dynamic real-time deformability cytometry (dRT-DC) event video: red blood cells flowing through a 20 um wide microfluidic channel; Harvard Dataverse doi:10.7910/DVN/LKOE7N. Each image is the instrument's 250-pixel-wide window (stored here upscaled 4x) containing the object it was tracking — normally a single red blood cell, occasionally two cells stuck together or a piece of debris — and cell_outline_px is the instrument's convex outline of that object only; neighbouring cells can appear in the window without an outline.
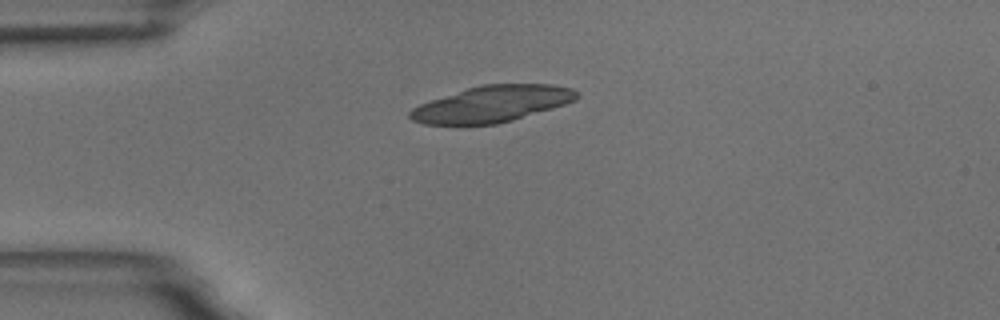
{"species": "common noctule bat (a hibernating species)", "species_latin": "Nyctalus noctula", "temperature_condition": "room temperature", "stored_images_in_passage": 42, "camera_frame_rate_fps": 3000, "um_per_image_px": 0.085, "animal": {"sex": "male", "body_mass_g": 18.8}, "frame": {"image": 1, "passage_image": 1, "time_ms": 0.0, "image_size_px": [1000, 320], "cell_outline_px": [[580, 96], [576, 100], [552, 108], [512, 120], [496, 124], [424, 124], [412, 120], [408, 116], [408, 112], [412, 108], [420, 104], [480, 84], [552, 84], [572, 88], [580, 92]], "centroid_in_image_um": [41.85, 8.83], "position_along_channel_um": 43.1, "area_um2": 35.03}}